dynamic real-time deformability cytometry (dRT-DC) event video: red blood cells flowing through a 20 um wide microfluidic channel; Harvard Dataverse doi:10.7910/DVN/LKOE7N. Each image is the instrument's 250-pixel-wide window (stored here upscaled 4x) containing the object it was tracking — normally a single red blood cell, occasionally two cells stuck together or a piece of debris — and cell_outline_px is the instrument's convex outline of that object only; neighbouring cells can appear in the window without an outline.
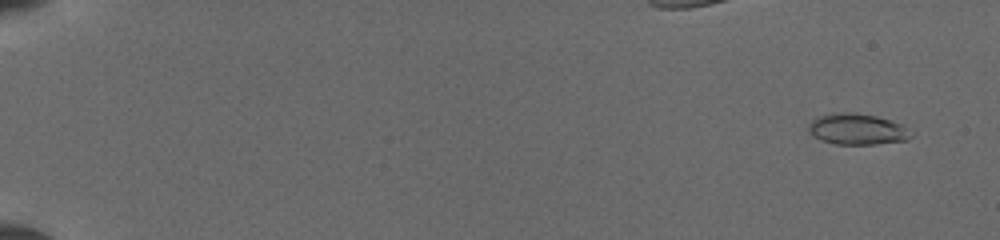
{"species": "common noctule bat (a hibernating species)", "species_latin": "Nyctalus noctula", "temperature_condition": "cold", "stored_images_in_passage": 19, "camera_frame_rate_fps": 3000, "um_per_image_px": 0.085, "animal": {"sex": "female", "body_mass_g": 19.5, "forearm_length_mm": 54.1}, "frame": {"image": 1, "passage_image": 4, "time_ms": 1.0, "image_size_px": [1000, 240], "cell_outline_px": [[916, 132], [908, 140], [876, 144], [836, 144], [820, 140], [808, 132], [808, 124], [816, 116], [840, 112], [856, 112], [876, 116], [904, 124]], "centroid_in_image_um": [72.92, 10.97], "position_along_channel_um": 12.1, "area_um2": 19.02}}
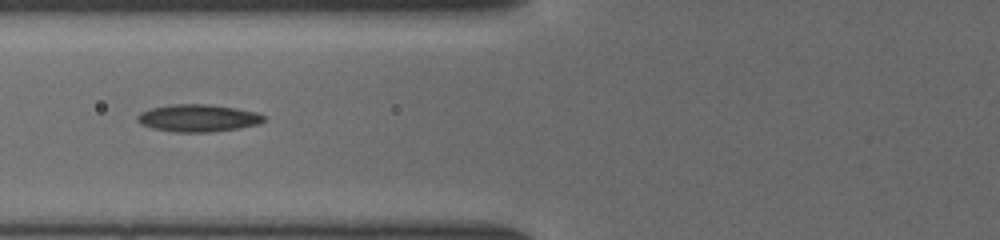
{"frame": {"image": 2, "passage_image": 18, "time_ms": 7.667, "image_size_px": [1000, 240], "cell_outline_px": [[264, 120], [260, 124], [240, 128], [212, 132], [172, 132], [152, 128], [140, 124], [136, 120], [136, 116], [140, 112], [152, 108], [168, 104], [208, 104], [236, 108], [256, 112], [264, 116]], "centroid_in_image_um": [16.81, 10.04], "position_along_channel_um": 109.0, "area_um2": 20.35}}